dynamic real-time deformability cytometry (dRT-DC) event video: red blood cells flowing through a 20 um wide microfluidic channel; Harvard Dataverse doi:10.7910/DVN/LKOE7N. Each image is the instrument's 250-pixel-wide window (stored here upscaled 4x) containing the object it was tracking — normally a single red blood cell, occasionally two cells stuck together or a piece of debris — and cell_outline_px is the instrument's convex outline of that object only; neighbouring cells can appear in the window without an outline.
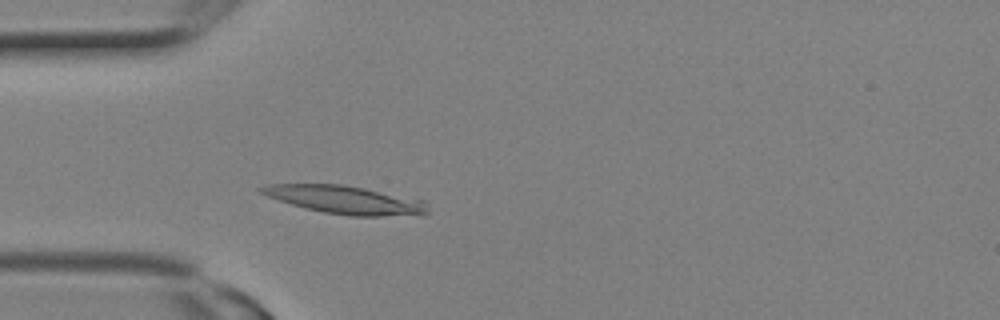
{"species": "Egyptian fruit bat (a non-hibernating species)", "species_latin": "Rousettus aegyptiacus", "temperature_condition": "room temperature", "stored_images_in_passage": 10, "camera_frame_rate_fps": 3000, "um_per_image_px": 0.085, "animal": {"sex": "female"}, "frame": {"image": 1, "passage_image": 5, "time_ms": 1.333, "image_size_px": [1000, 320], "cell_outline_px": [[428, 212], [380, 216], [348, 216], [324, 212], [304, 208], [268, 196], [260, 192], [256, 188], [268, 184], [344, 184], [424, 200]], "centroid_in_image_um": [29.26, 16.96], "position_along_channel_um": 55.7, "area_um2": 26.76}}
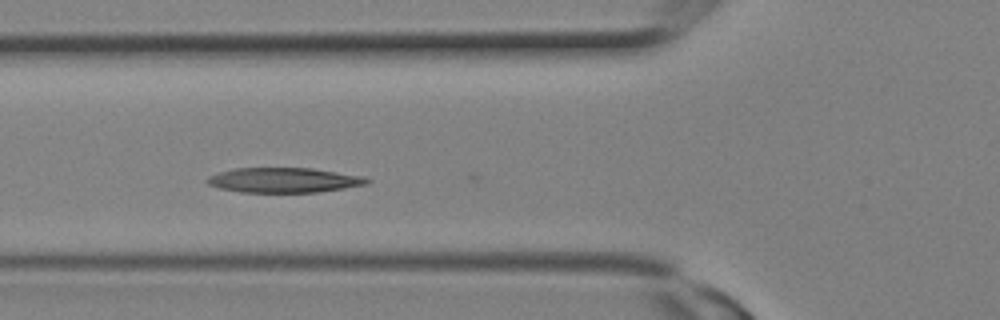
{"frame": {"image": 2, "passage_image": 7, "time_ms": 2.0, "image_size_px": [1000, 320], "cell_outline_px": [[372, 180], [368, 184], [344, 188], [316, 192], [240, 192], [220, 188], [208, 184], [204, 180], [208, 176], [220, 172], [236, 168], [312, 168], [364, 176]], "centroid_in_image_um": [24.14, 15.31], "position_along_channel_um": 101.7, "area_um2": 23.18}}
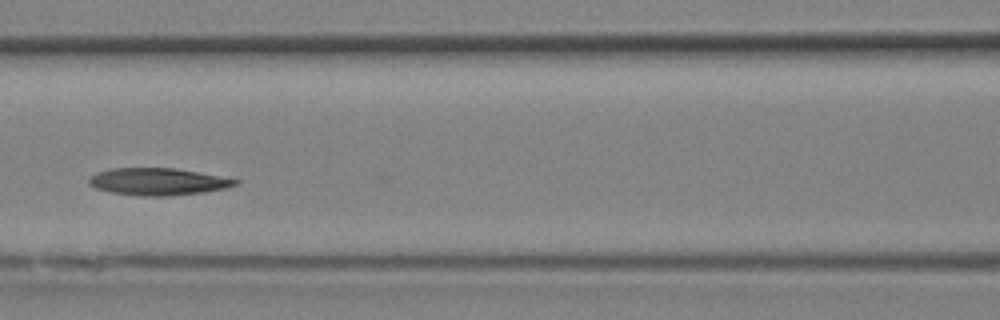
{"frame": {"image": 3, "passage_image": 9, "time_ms": 2.667, "image_size_px": [1000, 320], "cell_outline_px": [[240, 184], [224, 188], [204, 192], [164, 196], [140, 196], [112, 192], [96, 188], [88, 184], [88, 176], [96, 172], [112, 168], [176, 168], [240, 180]], "centroid_in_image_um": [13.39, 15.43], "position_along_channel_um": 153.2, "area_um2": 23.12}}